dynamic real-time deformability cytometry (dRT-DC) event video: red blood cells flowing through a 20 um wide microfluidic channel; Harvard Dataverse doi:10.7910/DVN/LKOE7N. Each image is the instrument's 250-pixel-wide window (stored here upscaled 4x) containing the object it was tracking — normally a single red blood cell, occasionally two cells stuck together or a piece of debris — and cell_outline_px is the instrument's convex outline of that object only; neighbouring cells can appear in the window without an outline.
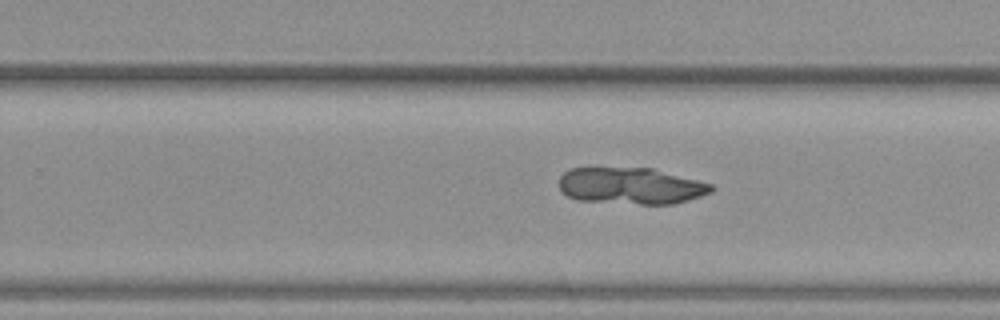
{"species": "common noctule bat (a hibernating species)", "species_latin": "Nyctalus noctula", "temperature_condition": "warm", "stored_images_in_passage": 44, "camera_frame_rate_fps": 3000, "um_per_image_px": 0.085, "animal": {"sex": "female", "body_mass_g": 19.3, "forearm_length_mm": 54.1}, "frame": {"image": 1, "passage_image": 32, "time_ms": 10.333, "image_size_px": [1000, 320], "cell_outline_px": [[716, 188], [712, 192], [688, 200], [672, 204], [640, 204], [576, 200], [568, 196], [560, 188], [560, 176], [564, 172], [572, 168], [652, 168], [712, 184]], "centroid_in_image_um": [53.64, 15.8], "position_along_channel_um": 276.2, "area_um2": 32.31}}
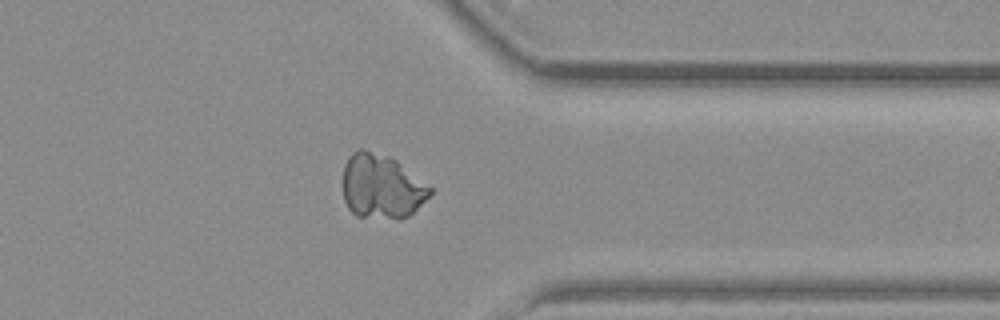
{"frame": {"image": 2, "passage_image": 42, "time_ms": 13.667, "image_size_px": [1000, 320], "cell_outline_px": [[432, 192], [408, 216], [400, 220], [356, 216], [348, 208], [344, 200], [344, 164], [348, 156], [352, 152], [360, 148], [364, 148], [388, 156], [396, 160], [432, 188]], "centroid_in_image_um": [32.4, 15.85], "position_along_channel_um": 379.0, "area_um2": 32.66}}